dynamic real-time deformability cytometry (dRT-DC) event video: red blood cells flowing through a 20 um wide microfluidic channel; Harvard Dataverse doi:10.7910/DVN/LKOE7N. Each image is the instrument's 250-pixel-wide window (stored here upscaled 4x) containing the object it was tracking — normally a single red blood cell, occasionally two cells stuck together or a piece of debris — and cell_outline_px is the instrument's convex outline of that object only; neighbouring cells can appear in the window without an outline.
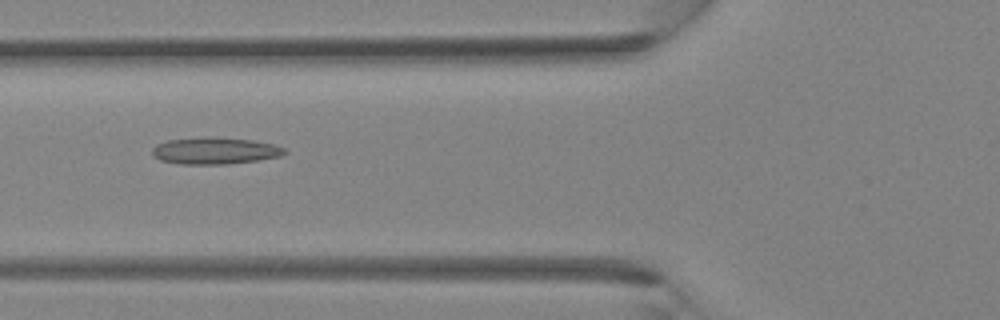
{"species": "Egyptian fruit bat (a non-hibernating species)", "species_latin": "Rousettus aegyptiacus", "temperature_condition": "room temperature", "stored_images_in_passage": 37, "camera_frame_rate_fps": 3000, "um_per_image_px": 0.085, "animal": {"sex": "female"}, "frame": {"image": 1, "passage_image": 14, "time_ms": 4.333, "image_size_px": [1000, 320], "cell_outline_px": [[288, 152], [280, 156], [260, 160], [224, 164], [180, 164], [160, 160], [152, 156], [152, 148], [156, 144], [168, 140], [208, 136], [212, 136], [252, 140], [276, 144], [284, 148]], "centroid_in_image_um": [18.27, 12.81], "position_along_channel_um": 107.5, "area_um2": 20.92}}
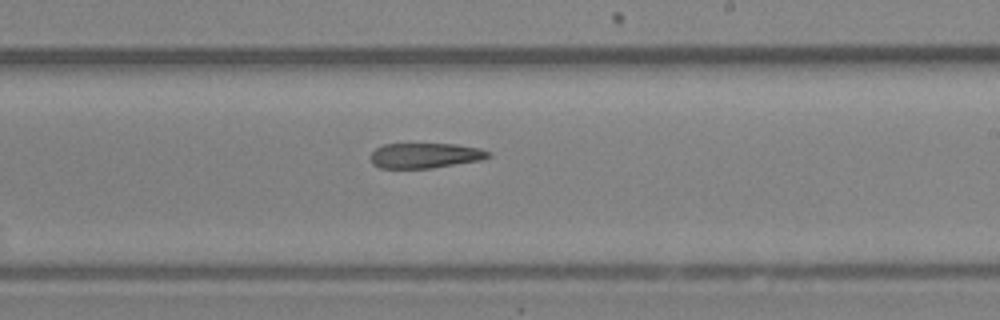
{"frame": {"image": 2, "passage_image": 22, "time_ms": 7.0, "image_size_px": [1000, 320], "cell_outline_px": [[492, 156], [484, 160], [432, 168], [380, 168], [372, 164], [372, 152], [376, 148], [384, 144], [456, 144], [480, 148], [492, 152]], "centroid_in_image_um": [36.21, 13.22], "position_along_channel_um": 252.8, "area_um2": 17.46}}
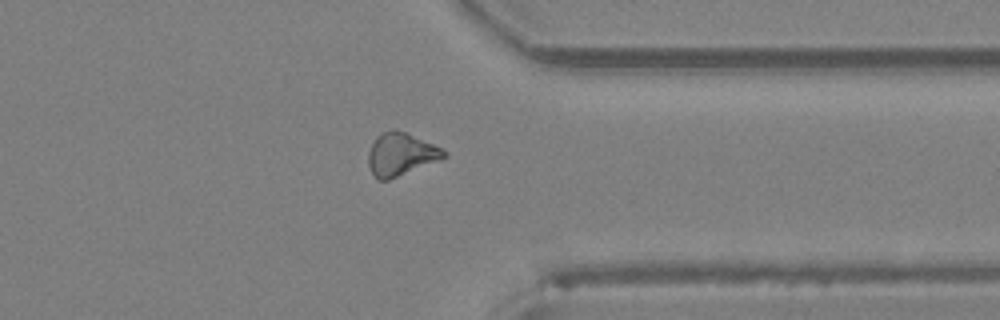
{"frame": {"image": 3, "passage_image": 29, "time_ms": 9.333, "image_size_px": [1000, 320], "cell_outline_px": [[448, 156], [388, 180], [380, 180], [372, 172], [368, 164], [368, 152], [376, 136], [392, 128], [396, 128], [432, 144], [448, 152]], "centroid_in_image_um": [34.05, 13.09], "position_along_channel_um": 377.3, "area_um2": 18.5}}